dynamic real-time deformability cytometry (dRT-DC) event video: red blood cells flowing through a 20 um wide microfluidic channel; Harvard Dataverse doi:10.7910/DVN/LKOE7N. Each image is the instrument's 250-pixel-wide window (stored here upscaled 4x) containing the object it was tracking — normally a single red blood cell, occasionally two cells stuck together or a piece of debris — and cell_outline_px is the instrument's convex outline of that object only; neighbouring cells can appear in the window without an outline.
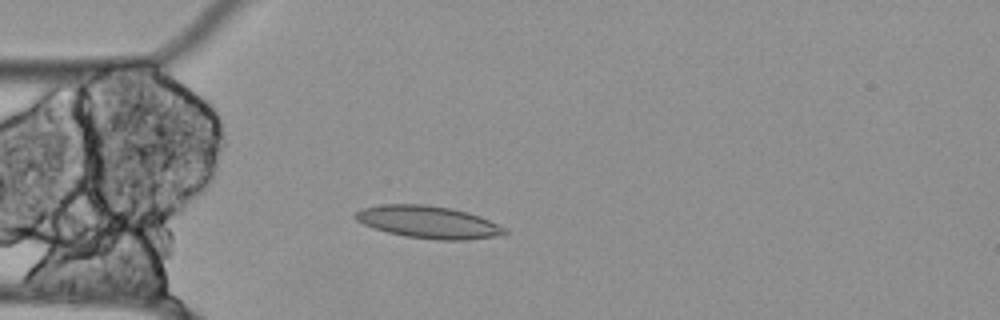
{"species": "Egyptian fruit bat (a non-hibernating species)", "species_latin": "Rousettus aegyptiacus", "temperature_condition": "cold", "stored_images_in_passage": 55, "camera_frame_rate_fps": 3000, "um_per_image_px": 0.085, "animal": {"sex": "female"}, "frame": {"image": 1, "passage_image": 14, "time_ms": 4.333, "image_size_px": [1000, 320], "cell_outline_px": [[508, 232], [500, 236], [464, 240], [436, 240], [404, 236], [388, 232], [364, 224], [356, 220], [352, 216], [356, 212], [364, 208], [384, 204], [424, 204], [452, 208], [468, 212], [480, 216], [508, 228]], "centroid_in_image_um": [36.46, 18.88], "position_along_channel_um": 48.5, "area_um2": 28.26}}
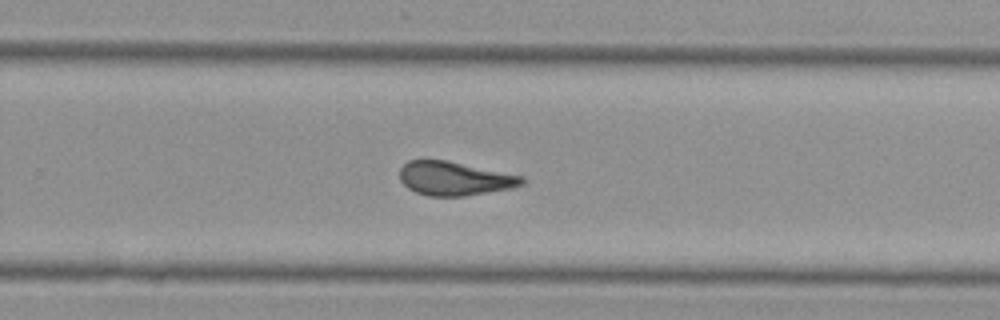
{"frame": {"image": 2, "passage_image": 35, "time_ms": 11.333, "image_size_px": [1000, 320], "cell_outline_px": [[524, 184], [512, 188], [464, 196], [428, 196], [416, 192], [408, 188], [400, 180], [400, 168], [408, 160], [448, 160], [524, 176]], "centroid_in_image_um": [38.64, 15.17], "position_along_channel_um": 291.2, "area_um2": 24.16}}
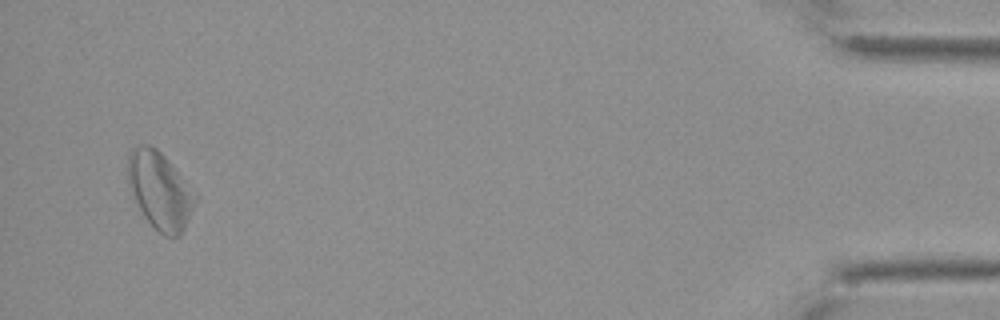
{"frame": {"image": 3, "passage_image": 53, "time_ms": 17.333, "image_size_px": [1000, 320], "cell_outline_px": [[196, 200], [184, 228], [180, 236], [164, 236], [144, 216], [128, 184], [128, 152], [132, 148], [140, 144], [152, 144], [168, 160], [196, 196]], "centroid_in_image_um": [13.55, 16.15], "position_along_channel_um": 421.6, "area_um2": 29.48}, "authors_computed_cell_mechanics": {"area_um2": 26.01, "velocity_mm_per_s": 3.4762, "shape_relaxation_time_tau1_ms": 0.0328, "shape_relaxation_time_tau2_ms": null, "deformation_change_tau1": 0.0256, "deformation_change_tau2": null}}